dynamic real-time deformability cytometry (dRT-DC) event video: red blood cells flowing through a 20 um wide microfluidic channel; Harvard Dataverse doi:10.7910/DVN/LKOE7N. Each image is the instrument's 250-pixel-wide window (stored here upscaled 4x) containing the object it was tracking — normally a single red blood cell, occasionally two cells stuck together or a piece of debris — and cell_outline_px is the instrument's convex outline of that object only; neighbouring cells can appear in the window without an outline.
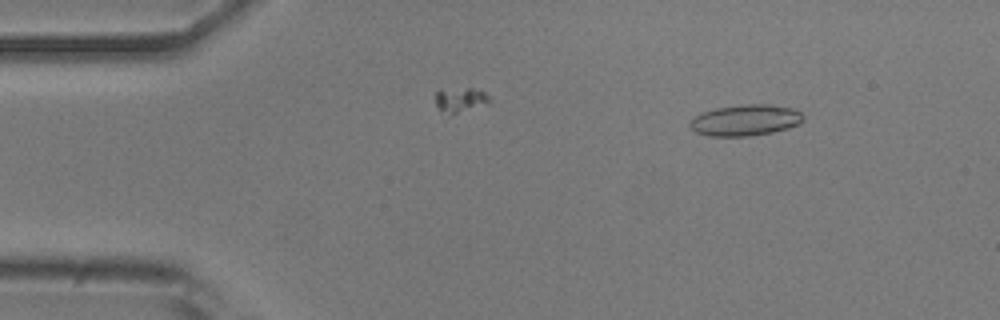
{"species": "common noctule bat (a hibernating species)", "species_latin": "Nyctalus noctula", "temperature_condition": "room temperature", "stored_images_in_passage": 36, "camera_frame_rate_fps": 3000, "um_per_image_px": 0.085, "animal": {"sex": "male", "body_mass_g": 20.5, "forearm_length_mm": 52.5}, "frame": {"image": 1, "passage_image": 6, "time_ms": 1.667, "image_size_px": [1000, 320], "cell_outline_px": [[804, 120], [800, 124], [788, 128], [772, 132], [748, 136], [708, 136], [696, 132], [688, 124], [700, 112], [716, 108], [744, 104], [772, 104], [792, 108], [800, 112], [804, 116]], "centroid_in_image_um": [63.38, 10.21], "position_along_channel_um": 21.6, "area_um2": 20.63}}